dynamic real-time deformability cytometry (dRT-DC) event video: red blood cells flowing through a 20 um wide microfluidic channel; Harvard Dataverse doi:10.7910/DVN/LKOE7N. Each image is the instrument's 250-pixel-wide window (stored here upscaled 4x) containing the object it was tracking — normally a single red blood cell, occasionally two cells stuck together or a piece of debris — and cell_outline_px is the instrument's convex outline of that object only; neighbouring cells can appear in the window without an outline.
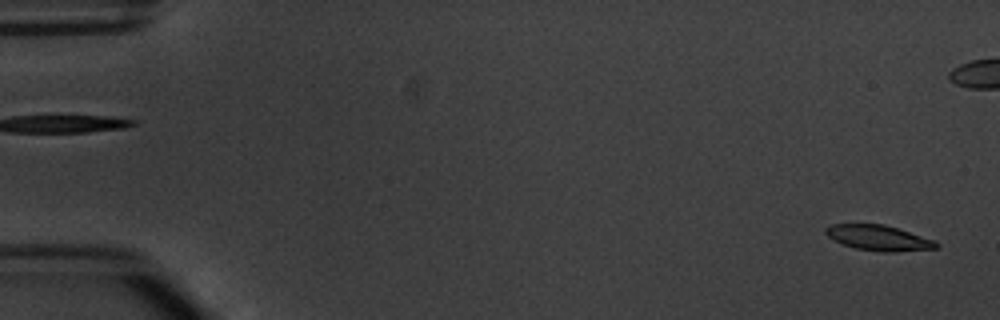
{"species": "common noctule bat (a hibernating species)", "species_latin": "Nyctalus noctula", "temperature_condition": "warm", "stored_images_in_passage": 3, "segment_of_instrument_passage": [2, 2], "camera_frame_rate_fps": 3000, "um_per_image_px": 0.085, "animal": {"sex": "male", "body_mass_g": 20.1, "forearm_length_mm": 53.5}, "frame": {"image": 1, "passage_image": 3, "time_ms": 2.667, "image_size_px": [1000, 320], "cell_outline_px": [[940, 248], [892, 252], [880, 252], [856, 248], [832, 240], [824, 232], [824, 228], [832, 224], [884, 224], [936, 240], [940, 244]], "centroid_in_image_um": [74.71, 20.22], "position_along_channel_um": 10.3, "area_um2": 16.47}}